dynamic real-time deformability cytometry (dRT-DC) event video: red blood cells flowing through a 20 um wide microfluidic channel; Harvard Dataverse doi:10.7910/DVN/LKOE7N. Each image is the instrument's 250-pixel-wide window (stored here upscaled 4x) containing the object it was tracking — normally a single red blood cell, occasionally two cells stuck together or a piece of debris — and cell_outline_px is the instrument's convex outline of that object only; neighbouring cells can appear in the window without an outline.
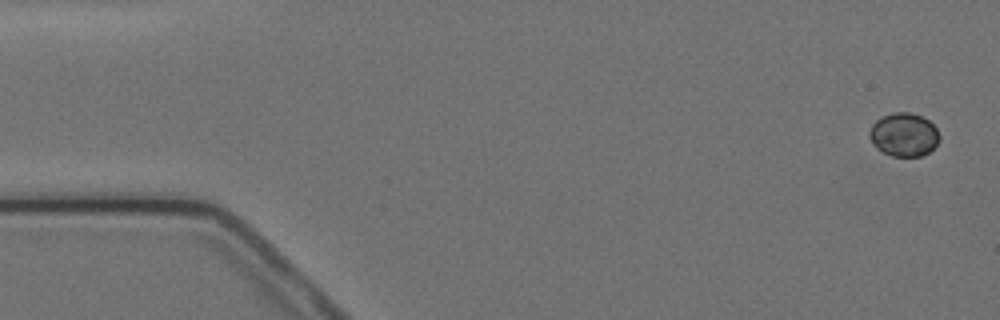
{"species": "Egyptian fruit bat (a non-hibernating species)", "species_latin": "Rousettus aegyptiacus", "temperature_condition": "cold", "stored_images_in_passage": 4, "camera_frame_rate_fps": 3000, "um_per_image_px": 0.085, "animal": {"sex": "female"}, "frame": {"image": 1, "passage_image": 1, "time_ms": 0.0, "image_size_px": [1000, 320], "cell_outline_px": [[940, 136], [936, 144], [928, 152], [920, 156], [892, 156], [884, 152], [872, 144], [868, 136], [868, 132], [872, 124], [876, 120], [892, 112], [912, 112], [928, 120], [936, 128]], "centroid_in_image_um": [76.8, 11.43], "position_along_channel_um": 8.2, "area_um2": 17.63}}
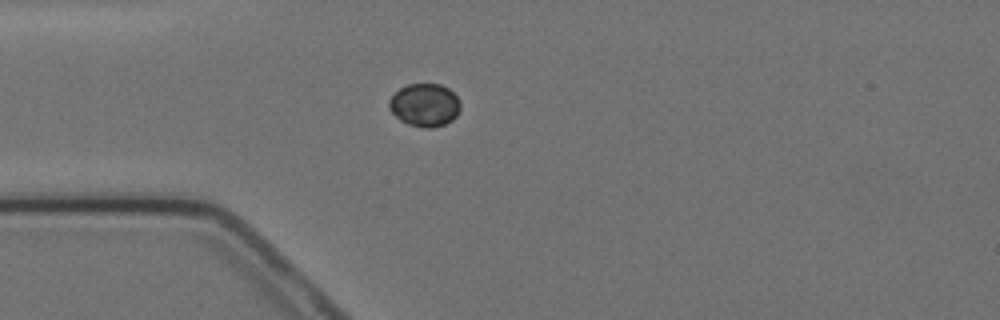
{"frame": {"image": 2, "passage_image": 4, "time_ms": 4.333, "image_size_px": [1000, 320], "cell_outline_px": [[460, 108], [456, 116], [452, 120], [444, 124], [432, 128], [424, 128], [408, 124], [400, 120], [388, 108], [388, 100], [400, 88], [408, 84], [440, 84], [448, 88], [460, 100]], "centroid_in_image_um": [36.09, 8.93], "position_along_channel_um": 48.9, "area_um2": 17.86}}